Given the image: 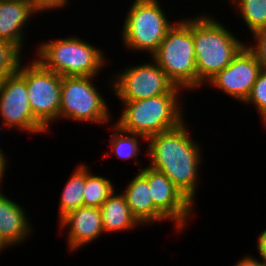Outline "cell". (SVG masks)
Listing matches in <instances>:
<instances>
[{"label":"cell","mask_w":266,"mask_h":266,"mask_svg":"<svg viewBox=\"0 0 266 266\" xmlns=\"http://www.w3.org/2000/svg\"><path fill=\"white\" fill-rule=\"evenodd\" d=\"M146 143L145 156L150 163L147 166L165 174L197 206L203 152L201 142L193 140L186 121L174 129L147 138Z\"/></svg>","instance_id":"obj_1"},{"label":"cell","mask_w":266,"mask_h":266,"mask_svg":"<svg viewBox=\"0 0 266 266\" xmlns=\"http://www.w3.org/2000/svg\"><path fill=\"white\" fill-rule=\"evenodd\" d=\"M216 18L205 12L193 16L197 90L206 89L205 84L227 67L246 45V41L244 43Z\"/></svg>","instance_id":"obj_2"},{"label":"cell","mask_w":266,"mask_h":266,"mask_svg":"<svg viewBox=\"0 0 266 266\" xmlns=\"http://www.w3.org/2000/svg\"><path fill=\"white\" fill-rule=\"evenodd\" d=\"M183 93L185 92L182 88L175 86L167 94L141 100L119 101L123 110L114 123L122 130L143 135L146 139L174 129L185 121V104H182L185 101L181 99Z\"/></svg>","instance_id":"obj_3"},{"label":"cell","mask_w":266,"mask_h":266,"mask_svg":"<svg viewBox=\"0 0 266 266\" xmlns=\"http://www.w3.org/2000/svg\"><path fill=\"white\" fill-rule=\"evenodd\" d=\"M80 36L48 39L35 46L33 57L43 67L60 76H99L108 66L105 51ZM105 54V55H104ZM105 65V66H104ZM102 69V70H101Z\"/></svg>","instance_id":"obj_4"},{"label":"cell","mask_w":266,"mask_h":266,"mask_svg":"<svg viewBox=\"0 0 266 266\" xmlns=\"http://www.w3.org/2000/svg\"><path fill=\"white\" fill-rule=\"evenodd\" d=\"M151 58L167 77L185 92L197 90V68L193 40V17H182L167 30Z\"/></svg>","instance_id":"obj_5"},{"label":"cell","mask_w":266,"mask_h":266,"mask_svg":"<svg viewBox=\"0 0 266 266\" xmlns=\"http://www.w3.org/2000/svg\"><path fill=\"white\" fill-rule=\"evenodd\" d=\"M159 1L133 0L127 8L119 37L127 52L146 53L150 58L175 23V17L171 20Z\"/></svg>","instance_id":"obj_6"},{"label":"cell","mask_w":266,"mask_h":266,"mask_svg":"<svg viewBox=\"0 0 266 266\" xmlns=\"http://www.w3.org/2000/svg\"><path fill=\"white\" fill-rule=\"evenodd\" d=\"M95 78L97 76H62L60 121L66 119L82 124L83 122L100 124V126L109 124L110 127L114 116L108 106V100L106 102L97 87Z\"/></svg>","instance_id":"obj_7"},{"label":"cell","mask_w":266,"mask_h":266,"mask_svg":"<svg viewBox=\"0 0 266 266\" xmlns=\"http://www.w3.org/2000/svg\"><path fill=\"white\" fill-rule=\"evenodd\" d=\"M145 62V63H144ZM124 66L109 76L111 96L118 101H134L169 93L175 84L165 71L152 59L140 64ZM114 76V77H113ZM112 77V78H111Z\"/></svg>","instance_id":"obj_8"},{"label":"cell","mask_w":266,"mask_h":266,"mask_svg":"<svg viewBox=\"0 0 266 266\" xmlns=\"http://www.w3.org/2000/svg\"><path fill=\"white\" fill-rule=\"evenodd\" d=\"M30 60L28 64L27 60L22 62L18 73L26 81L28 100L34 117L50 133L54 126L52 124L59 122L62 76L46 69L36 59Z\"/></svg>","instance_id":"obj_9"},{"label":"cell","mask_w":266,"mask_h":266,"mask_svg":"<svg viewBox=\"0 0 266 266\" xmlns=\"http://www.w3.org/2000/svg\"><path fill=\"white\" fill-rule=\"evenodd\" d=\"M0 118L6 131L16 129L25 134H49L34 117L28 100L26 81L18 72L0 82Z\"/></svg>","instance_id":"obj_10"},{"label":"cell","mask_w":266,"mask_h":266,"mask_svg":"<svg viewBox=\"0 0 266 266\" xmlns=\"http://www.w3.org/2000/svg\"><path fill=\"white\" fill-rule=\"evenodd\" d=\"M147 179L154 206L174 225L176 233L188 228L195 205L163 173L145 167L139 170Z\"/></svg>","instance_id":"obj_11"},{"label":"cell","mask_w":266,"mask_h":266,"mask_svg":"<svg viewBox=\"0 0 266 266\" xmlns=\"http://www.w3.org/2000/svg\"><path fill=\"white\" fill-rule=\"evenodd\" d=\"M261 70L259 61L245 45L231 63L212 77L205 87L207 85L209 89H218L243 104L249 97Z\"/></svg>","instance_id":"obj_12"},{"label":"cell","mask_w":266,"mask_h":266,"mask_svg":"<svg viewBox=\"0 0 266 266\" xmlns=\"http://www.w3.org/2000/svg\"><path fill=\"white\" fill-rule=\"evenodd\" d=\"M59 232L66 229L67 249L73 254L103 236L104 228L100 208L82 206L68 213L59 222ZM94 241V242H93Z\"/></svg>","instance_id":"obj_13"},{"label":"cell","mask_w":266,"mask_h":266,"mask_svg":"<svg viewBox=\"0 0 266 266\" xmlns=\"http://www.w3.org/2000/svg\"><path fill=\"white\" fill-rule=\"evenodd\" d=\"M3 183H0V236L11 248H14L30 240L35 227L31 218L27 216L25 206L2 192Z\"/></svg>","instance_id":"obj_14"},{"label":"cell","mask_w":266,"mask_h":266,"mask_svg":"<svg viewBox=\"0 0 266 266\" xmlns=\"http://www.w3.org/2000/svg\"><path fill=\"white\" fill-rule=\"evenodd\" d=\"M37 14L26 1L0 0V39L17 45L23 51L27 26Z\"/></svg>","instance_id":"obj_15"},{"label":"cell","mask_w":266,"mask_h":266,"mask_svg":"<svg viewBox=\"0 0 266 266\" xmlns=\"http://www.w3.org/2000/svg\"><path fill=\"white\" fill-rule=\"evenodd\" d=\"M132 179V180H131ZM121 193L124 195L132 215L142 225H158L165 221L170 222L153 204L148 179L137 171L136 176L130 178Z\"/></svg>","instance_id":"obj_16"},{"label":"cell","mask_w":266,"mask_h":266,"mask_svg":"<svg viewBox=\"0 0 266 266\" xmlns=\"http://www.w3.org/2000/svg\"><path fill=\"white\" fill-rule=\"evenodd\" d=\"M100 211L105 234L127 232L142 226L132 215L124 195L116 189L100 206Z\"/></svg>","instance_id":"obj_17"},{"label":"cell","mask_w":266,"mask_h":266,"mask_svg":"<svg viewBox=\"0 0 266 266\" xmlns=\"http://www.w3.org/2000/svg\"><path fill=\"white\" fill-rule=\"evenodd\" d=\"M110 130L111 135L109 137V146L111 147V151L104 156H102V159L105 160L107 157L110 156H116V158L127 161V160H133L135 163H137L138 169H141L144 167V165L141 164V161H139L138 156L142 154V147L145 148L146 154V145L142 146L143 144H146L147 139L140 134L130 133L127 131L122 130L117 124L113 122V124H110Z\"/></svg>","instance_id":"obj_18"},{"label":"cell","mask_w":266,"mask_h":266,"mask_svg":"<svg viewBox=\"0 0 266 266\" xmlns=\"http://www.w3.org/2000/svg\"><path fill=\"white\" fill-rule=\"evenodd\" d=\"M58 201V222L68 213L83 206V189L86 180V163H78L73 169Z\"/></svg>","instance_id":"obj_19"},{"label":"cell","mask_w":266,"mask_h":266,"mask_svg":"<svg viewBox=\"0 0 266 266\" xmlns=\"http://www.w3.org/2000/svg\"><path fill=\"white\" fill-rule=\"evenodd\" d=\"M90 165H86V180L83 189V206L96 207L100 206L115 191L116 186L112 179L107 176L93 173Z\"/></svg>","instance_id":"obj_20"},{"label":"cell","mask_w":266,"mask_h":266,"mask_svg":"<svg viewBox=\"0 0 266 266\" xmlns=\"http://www.w3.org/2000/svg\"><path fill=\"white\" fill-rule=\"evenodd\" d=\"M231 4L250 35L266 27V0H231Z\"/></svg>","instance_id":"obj_21"},{"label":"cell","mask_w":266,"mask_h":266,"mask_svg":"<svg viewBox=\"0 0 266 266\" xmlns=\"http://www.w3.org/2000/svg\"><path fill=\"white\" fill-rule=\"evenodd\" d=\"M22 54L23 51L17 45L0 39V82L19 71L24 61L25 53Z\"/></svg>","instance_id":"obj_22"},{"label":"cell","mask_w":266,"mask_h":266,"mask_svg":"<svg viewBox=\"0 0 266 266\" xmlns=\"http://www.w3.org/2000/svg\"><path fill=\"white\" fill-rule=\"evenodd\" d=\"M254 106L256 109L263 127H266V70H261L256 82L253 85L252 91L243 103V105ZM250 104V105H249Z\"/></svg>","instance_id":"obj_23"},{"label":"cell","mask_w":266,"mask_h":266,"mask_svg":"<svg viewBox=\"0 0 266 266\" xmlns=\"http://www.w3.org/2000/svg\"><path fill=\"white\" fill-rule=\"evenodd\" d=\"M250 36H252L253 39H251L252 41L250 40L249 43H246V46L255 55L261 68L266 70V27L256 31Z\"/></svg>","instance_id":"obj_24"},{"label":"cell","mask_w":266,"mask_h":266,"mask_svg":"<svg viewBox=\"0 0 266 266\" xmlns=\"http://www.w3.org/2000/svg\"><path fill=\"white\" fill-rule=\"evenodd\" d=\"M32 8L39 14L57 9H64L69 4L70 0H30Z\"/></svg>","instance_id":"obj_25"},{"label":"cell","mask_w":266,"mask_h":266,"mask_svg":"<svg viewBox=\"0 0 266 266\" xmlns=\"http://www.w3.org/2000/svg\"><path fill=\"white\" fill-rule=\"evenodd\" d=\"M233 266H266L261 258L247 254L241 257Z\"/></svg>","instance_id":"obj_26"},{"label":"cell","mask_w":266,"mask_h":266,"mask_svg":"<svg viewBox=\"0 0 266 266\" xmlns=\"http://www.w3.org/2000/svg\"><path fill=\"white\" fill-rule=\"evenodd\" d=\"M257 238V253L266 264V227L260 232Z\"/></svg>","instance_id":"obj_27"},{"label":"cell","mask_w":266,"mask_h":266,"mask_svg":"<svg viewBox=\"0 0 266 266\" xmlns=\"http://www.w3.org/2000/svg\"><path fill=\"white\" fill-rule=\"evenodd\" d=\"M4 151L0 150V183L3 182V180H5V176H6V171L7 168H9L10 164H9V156H6ZM8 160V161H7ZM8 166V167H7Z\"/></svg>","instance_id":"obj_28"},{"label":"cell","mask_w":266,"mask_h":266,"mask_svg":"<svg viewBox=\"0 0 266 266\" xmlns=\"http://www.w3.org/2000/svg\"><path fill=\"white\" fill-rule=\"evenodd\" d=\"M7 248H11L5 241L4 239L0 236V254L5 252Z\"/></svg>","instance_id":"obj_29"},{"label":"cell","mask_w":266,"mask_h":266,"mask_svg":"<svg viewBox=\"0 0 266 266\" xmlns=\"http://www.w3.org/2000/svg\"><path fill=\"white\" fill-rule=\"evenodd\" d=\"M2 124V125H1ZM0 125L2 126V128H1V126H0V128L1 129H4L5 128V126H3V123L0 121ZM0 150H2L3 151V149L0 147Z\"/></svg>","instance_id":"obj_30"},{"label":"cell","mask_w":266,"mask_h":266,"mask_svg":"<svg viewBox=\"0 0 266 266\" xmlns=\"http://www.w3.org/2000/svg\"><path fill=\"white\" fill-rule=\"evenodd\" d=\"M19 1H26V2L30 3V0H19Z\"/></svg>","instance_id":"obj_31"}]
</instances>
